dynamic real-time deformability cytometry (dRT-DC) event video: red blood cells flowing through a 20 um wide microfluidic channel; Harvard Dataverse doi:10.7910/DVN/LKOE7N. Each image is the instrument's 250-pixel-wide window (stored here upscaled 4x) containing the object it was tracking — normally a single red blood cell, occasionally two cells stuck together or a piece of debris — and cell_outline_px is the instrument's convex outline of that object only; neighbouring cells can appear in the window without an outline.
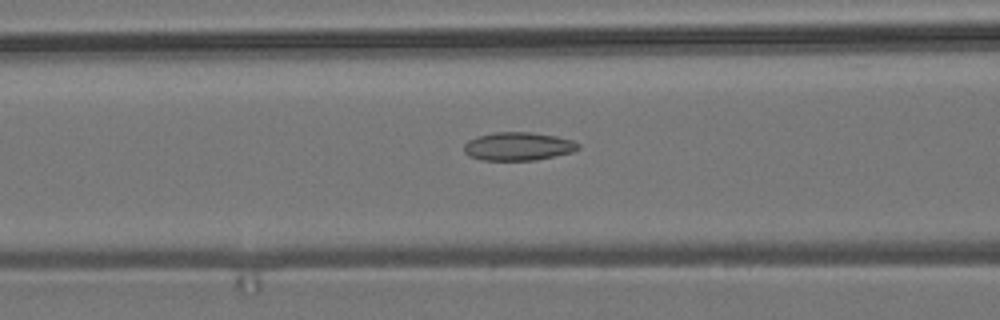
{"species": "common noctule bat (a hibernating species)", "species_latin": "Nyctalus noctula", "temperature_condition": "room temperature", "stored_images_in_passage": 42, "camera_frame_rate_fps": 3000, "um_per_image_px": 0.085, "animal": {"sex": "male", "body_mass_g": 19.2, "forearm_length_mm": 51.8}, "frame": {"image": 1, "passage_image": 9, "time_ms": 2.667, "image_size_px": [1000, 320], "cell_outline_px": [[580, 148], [572, 152], [536, 160], [480, 160], [468, 156], [464, 152], [464, 144], [468, 140], [476, 136], [492, 132], [532, 132], [556, 136], [572, 140], [580, 144]], "centroid_in_image_um": [44.01, 12.43], "position_along_channel_um": 122.6, "area_um2": 19.02}}
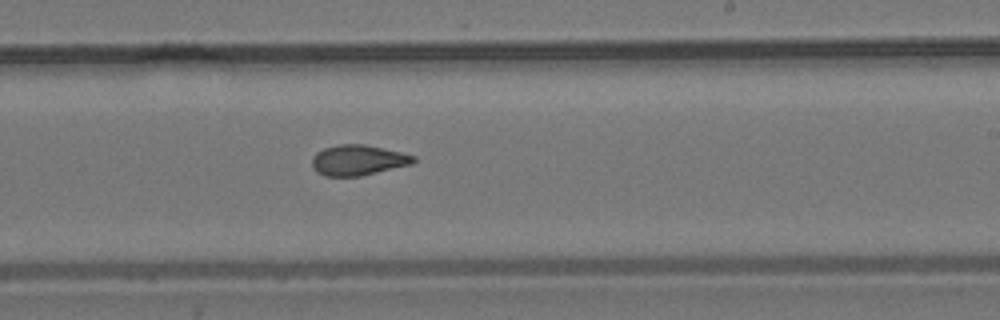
{"frame": {"image": 2, "passage_image": 20, "time_ms": 6.333, "image_size_px": [1000, 320], "cell_outline_px": [[416, 160], [412, 164], [360, 176], [324, 176], [316, 172], [312, 168], [312, 156], [316, 152], [324, 148], [340, 144], [364, 144], [400, 152], [416, 156]], "centroid_in_image_um": [30.4, 13.61], "position_along_channel_um": 258.6, "area_um2": 18.03}}
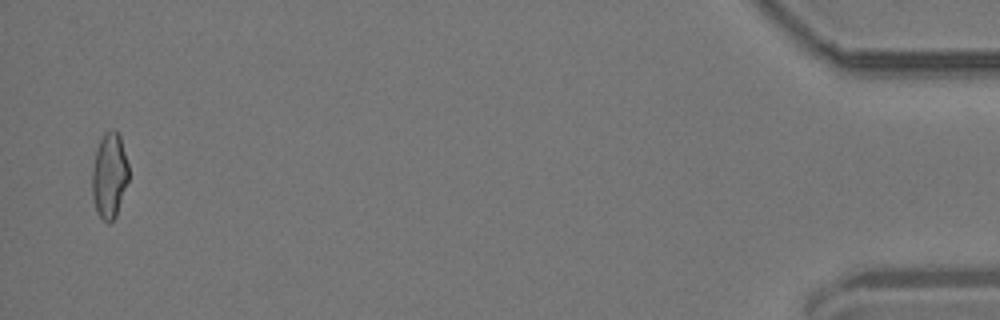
{"frame": {"image": 3, "passage_image": 41, "time_ms": 13.333, "image_size_px": [1000, 320], "cell_outline_px": [[128, 180], [116, 216], [108, 224], [100, 216], [96, 208], [92, 196], [92, 168], [96, 152], [100, 140], [104, 132], [112, 128], [116, 128], [120, 136], [128, 164]], "centroid_in_image_um": [9.3, 14.88], "position_along_channel_um": 425.9, "area_um2": 18.09}, "authors_computed_cell_mechanics": {"area_um2": 18.2648, "velocity_mm_per_s": 3.7076, "shape_relaxation_time_tau1_ms": null, "shape_relaxation_time_tau2_ms": 3.0464, "deformation_change_tau1": null, "deformation_change_tau2": 0.0986}}